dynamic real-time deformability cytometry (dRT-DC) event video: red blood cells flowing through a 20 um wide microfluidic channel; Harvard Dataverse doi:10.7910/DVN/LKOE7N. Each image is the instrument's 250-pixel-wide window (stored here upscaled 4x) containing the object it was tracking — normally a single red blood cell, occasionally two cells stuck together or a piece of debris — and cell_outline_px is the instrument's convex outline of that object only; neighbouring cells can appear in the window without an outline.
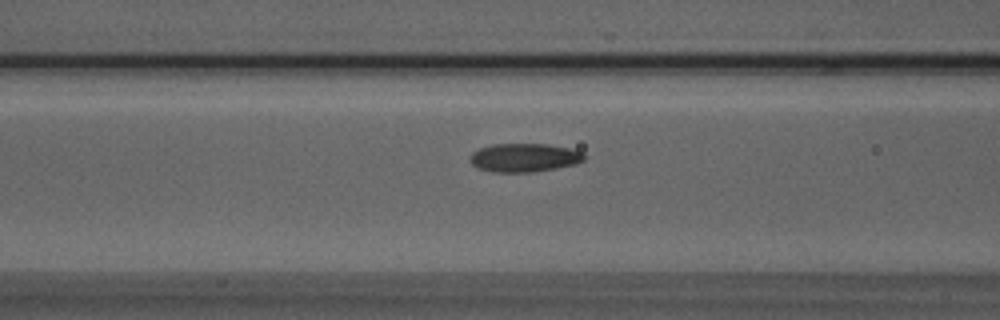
{"species": "Egyptian fruit bat (a non-hibernating species)", "species_latin": "Rousettus aegyptiacus", "temperature_condition": "room temperature", "stored_images_in_passage": 8, "camera_frame_rate_fps": 3000, "um_per_image_px": 0.085, "animal": {"sex": "male"}, "frame": {"image": 1, "passage_image": 7, "time_ms": 2.0, "image_size_px": [1000, 320], "cell_outline_px": [[584, 160], [576, 164], [556, 168], [532, 172], [492, 172], [476, 168], [472, 164], [472, 152], [480, 148], [492, 144], [548, 144], [572, 148], [580, 152], [584, 156]], "centroid_in_image_um": [44.57, 13.4], "position_along_channel_um": 122.0, "area_um2": 18.96}}